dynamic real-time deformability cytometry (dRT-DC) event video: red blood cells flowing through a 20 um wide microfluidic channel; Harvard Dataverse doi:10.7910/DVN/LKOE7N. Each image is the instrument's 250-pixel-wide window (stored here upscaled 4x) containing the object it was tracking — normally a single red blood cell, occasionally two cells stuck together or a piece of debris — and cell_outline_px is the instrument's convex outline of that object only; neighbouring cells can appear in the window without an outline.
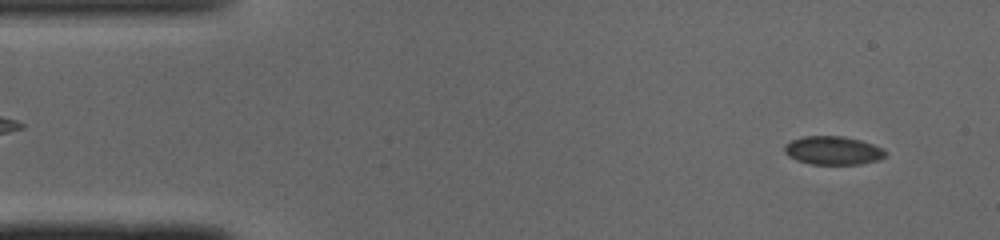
{"species": "common noctule bat (a hibernating species)", "species_latin": "Nyctalus noctula", "temperature_condition": "cold", "stored_images_in_passage": 11, "camera_frame_rate_fps": 3000, "um_per_image_px": 0.085, "animal": {"sex": "male", "body_mass_g": 19.0, "forearm_length_mm": 50.8}, "frame": {"image": 1, "passage_image": 4, "time_ms": 1.0, "image_size_px": [1000, 240], "cell_outline_px": [[888, 152], [880, 160], [860, 164], [812, 164], [796, 160], [788, 156], [784, 152], [784, 144], [792, 140], [804, 136], [844, 136], [860, 140], [884, 148]], "centroid_in_image_um": [70.81, 12.79], "position_along_channel_um": 14.2, "area_um2": 16.88}}